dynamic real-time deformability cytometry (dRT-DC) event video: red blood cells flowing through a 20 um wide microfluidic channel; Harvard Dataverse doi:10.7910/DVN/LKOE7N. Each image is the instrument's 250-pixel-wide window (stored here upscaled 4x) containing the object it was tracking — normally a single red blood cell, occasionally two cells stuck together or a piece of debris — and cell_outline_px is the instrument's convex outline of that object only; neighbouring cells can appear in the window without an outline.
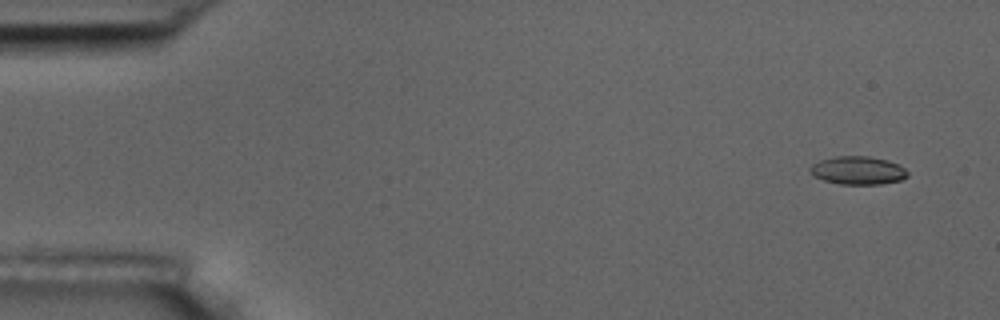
{"species": "common noctule bat (a hibernating species)", "species_latin": "Nyctalus noctula", "temperature_condition": "room temperature", "stored_images_in_passage": 6, "camera_frame_rate_fps": 3000, "um_per_image_px": 0.085, "animal": {"sex": "male", "body_mass_g": 17.5, "forearm_length_mm": 52.3}, "frame": {"image": 1, "passage_image": 1, "time_ms": 0.0, "image_size_px": [1000, 320], "cell_outline_px": [[908, 176], [900, 180], [880, 184], [840, 184], [824, 180], [816, 176], [808, 168], [812, 164], [820, 160], [836, 156], [868, 156], [888, 160], [904, 168], [908, 172]], "centroid_in_image_um": [72.93, 14.48], "position_along_channel_um": 12.1, "area_um2": 15.84}}
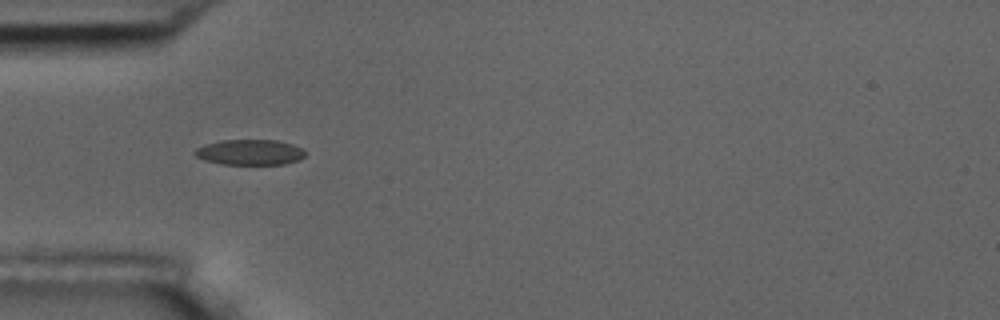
{"frame": {"image": 2, "passage_image": 5, "time_ms": 4.667, "image_size_px": [1000, 320], "cell_outline_px": [[304, 156], [300, 160], [284, 164], [220, 164], [204, 160], [196, 156], [192, 152], [196, 148], [204, 144], [220, 140], [276, 140], [292, 144], [304, 148]], "centroid_in_image_um": [21.22, 12.94], "position_along_channel_um": 63.8, "area_um2": 16.53}}